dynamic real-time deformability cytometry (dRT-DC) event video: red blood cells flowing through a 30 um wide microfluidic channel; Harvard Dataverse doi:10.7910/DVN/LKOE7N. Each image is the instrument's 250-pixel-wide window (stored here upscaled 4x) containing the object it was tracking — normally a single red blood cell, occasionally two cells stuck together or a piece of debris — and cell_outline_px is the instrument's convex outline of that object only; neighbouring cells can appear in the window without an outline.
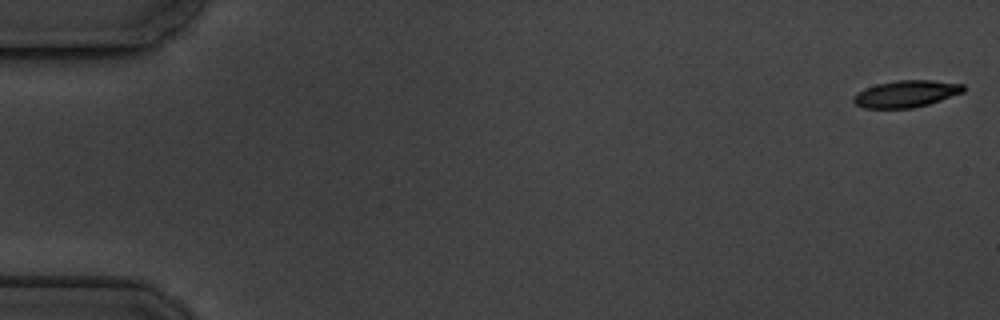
{"species": "common noctule bat (a hibernating species)", "species_latin": "Nyctalus noctula", "temperature_condition": "cold", "stored_images_in_passage": 9, "camera_frame_rate_fps": 3000, "um_per_image_px": 0.085, "animal": {"sex": "male", "body_mass_g": 19.5, "forearm_length_mm": 54.6}, "frame": {"image": 1, "passage_image": 1, "time_ms": 0.0, "image_size_px": [1000, 320], "cell_outline_px": [[964, 92], [928, 104], [912, 108], [864, 108], [856, 104], [852, 100], [852, 96], [864, 88], [876, 84], [896, 80], [932, 80], [964, 84]], "centroid_in_image_um": [77.0, 7.97], "position_along_channel_um": 8.0, "area_um2": 17.22}}
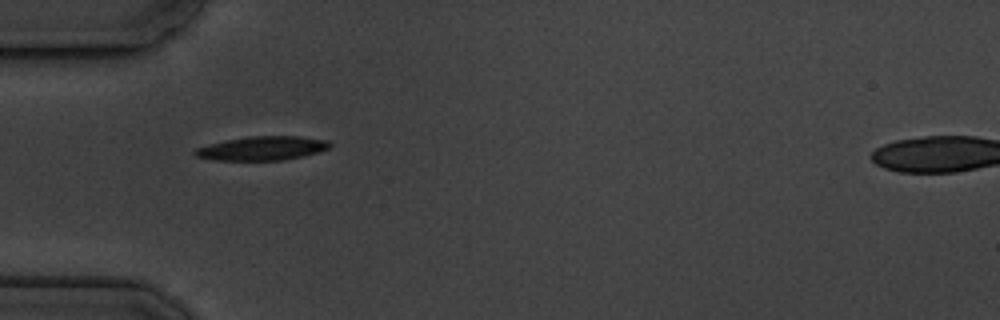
{"frame": {"image": 2, "passage_image": 6, "time_ms": 5.667, "image_size_px": [1000, 320], "cell_outline_px": [[332, 144], [328, 148], [304, 156], [284, 160], [216, 160], [196, 156], [192, 152], [196, 148], [228, 140], [252, 136], [300, 136], [328, 140]], "centroid_in_image_um": [22.33, 12.6], "position_along_channel_um": 62.7, "area_um2": 18.55}}
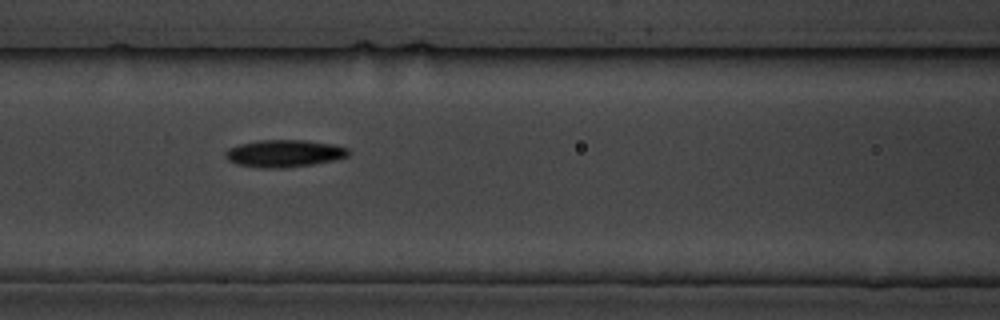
{"frame": {"image": 3, "passage_image": 8, "time_ms": 8.0, "image_size_px": [1000, 320], "cell_outline_px": [[352, 152], [348, 156], [332, 160], [312, 164], [280, 168], [264, 168], [236, 164], [228, 160], [224, 156], [224, 152], [228, 148], [240, 144], [260, 140], [304, 140], [332, 144], [348, 148]], "centroid_in_image_um": [24.14, 13.03], "position_along_channel_um": 142.5, "area_um2": 19.48}}